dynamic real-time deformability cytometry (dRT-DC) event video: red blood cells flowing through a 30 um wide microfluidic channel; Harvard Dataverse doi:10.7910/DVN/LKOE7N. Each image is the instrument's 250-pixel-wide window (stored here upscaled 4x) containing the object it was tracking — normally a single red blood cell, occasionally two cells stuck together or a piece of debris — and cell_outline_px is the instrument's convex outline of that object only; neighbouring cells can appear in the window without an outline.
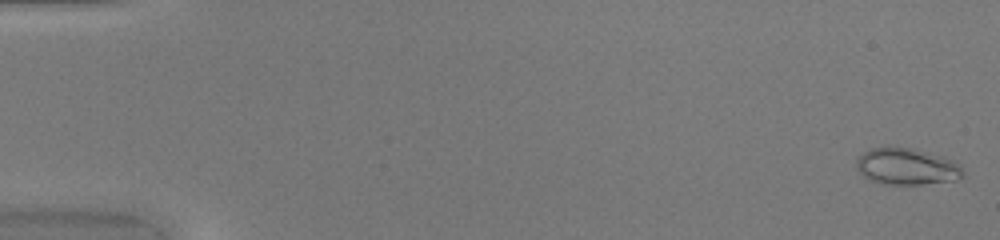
{"species": "common noctule bat (a hibernating species)", "species_latin": "Nyctalus noctula", "temperature_condition": "warm", "stored_images_in_passage": 50, "camera_frame_rate_fps": 3000, "um_per_image_px": 0.085, "animal": {"sex": "female", "body_mass_g": 20.0, "forearm_length_mm": 54.0}, "frame": {"image": 1, "passage_image": 1, "time_ms": 0.0, "image_size_px": [1000, 240], "cell_outline_px": [[964, 176], [956, 180], [920, 184], [884, 184], [872, 180], [864, 176], [856, 168], [856, 160], [864, 152], [872, 148], [888, 144], [912, 148], [944, 156], [960, 164], [964, 172]], "centroid_in_image_um": [77.08, 14.12], "position_along_channel_um": 7.9, "area_um2": 23.12}}
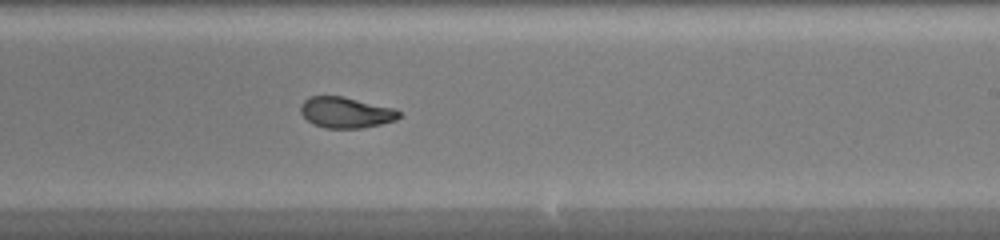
{"frame": {"image": 2, "passage_image": 31, "time_ms": 10.0, "image_size_px": [1000, 240], "cell_outline_px": [[400, 116], [396, 120], [380, 124], [360, 128], [324, 128], [312, 124], [300, 112], [300, 108], [304, 100], [308, 96], [344, 96], [396, 108], [400, 112]], "centroid_in_image_um": [29.4, 9.55], "position_along_channel_um": 259.6, "area_um2": 17.86}}
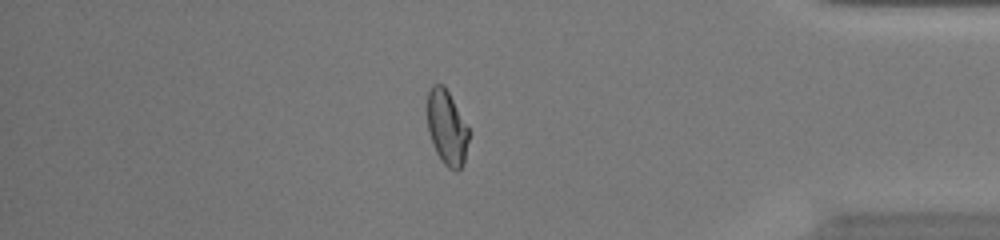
{"frame": {"image": 3, "passage_image": 43, "time_ms": 14.0, "image_size_px": [1000, 240], "cell_outline_px": [[468, 140], [464, 160], [460, 168], [456, 172], [448, 168], [444, 164], [436, 152], [428, 132], [428, 92], [432, 84], [444, 84], [468, 128]], "centroid_in_image_um": [37.97, 10.85], "position_along_channel_um": 397.2, "area_um2": 17.74}, "authors_computed_cell_mechanics": {"area_um2": 18.9006, "velocity_mm_per_s": 4.1714, "shape_relaxation_time_tau1_ms": 6.2842, "shape_relaxation_time_tau2_ms": 1.161, "deformation_change_tau1": 0.2606, "deformation_change_tau2": 0.0743}}